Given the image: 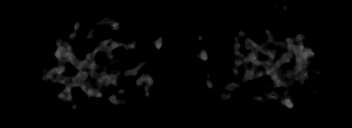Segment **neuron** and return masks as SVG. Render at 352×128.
I'll use <instances>...</instances> for the list:
<instances>
[{
    "instance_id": "2dd73e0c",
    "label": "neuron",
    "mask_w": 352,
    "mask_h": 128,
    "mask_svg": "<svg viewBox=\"0 0 352 128\" xmlns=\"http://www.w3.org/2000/svg\"><path fill=\"white\" fill-rule=\"evenodd\" d=\"M102 23H110V20H108V18L102 19ZM111 27H113V29H116L119 25H120V21H115V22H111ZM80 24H75L73 26V28L75 30H78ZM267 35L271 36V33H269V29H265ZM241 34V39L243 41H246L247 44L245 46L246 49H252L253 53L252 54H248L246 56H241V59H238L236 62V65L241 64L243 61L244 66L248 65V62H253L254 66L251 70H245V77L248 79L250 78L254 73H257L258 76L262 75V70H258L257 67H261V66H265L266 67V71H264V74L269 75L270 77H272L273 79V83L272 85H277L279 88L281 86H283L282 82L277 79L276 74L274 73L275 71H279V66L284 63L285 61H291L292 60V55L295 58V63L297 64V66L295 67V69L292 71L291 74L295 75L296 78H298L299 80H302L304 77V73H308L306 72L307 70V65L308 62H306L305 57H309L311 55L314 54L312 49H307L302 51V43H303V36H301V34L299 36H296L294 39L289 40L288 46L290 47V51L291 53H287L285 54L282 58H277V54L274 53V51H270V50H266L264 47L262 46H257V44L253 41H251V39H248L245 35H243V32H240ZM162 37L155 42L156 48L159 49L160 46L162 45ZM124 42L123 41H119V42H115L113 43L111 46L107 47L106 49V44L107 42H102L100 43V51L101 52H105L106 55L110 56L111 53L109 51H111L112 49H115V47L118 46H122ZM132 47H135L134 45L131 44H127L125 45V49H131ZM257 51H259L260 53H265L266 55H269L271 60H276L273 64L269 65L268 64V59L265 62H261L259 61L257 58ZM291 54V56H290ZM55 56L60 60V63L58 65H56L54 68L52 69H48L47 73L45 75L42 76L41 80H54L59 82V80H62L61 78H64V75H62L63 77H57V73H62L64 72L66 66H64L65 62H69L71 64H73L76 69L80 70L81 68L85 67L86 69L89 70L88 75L91 77H96L94 70L95 67V63H94V52L93 53H89L86 56V59H76L73 52H72V48L70 46H65L64 47H59L56 52H55ZM198 59H201L202 61H206L208 59V56L206 55V52L202 50V52L199 54V56L197 57ZM142 64L137 66L134 70H128L126 73H128L129 75H134V73H136L138 71V68H141ZM255 70H257V72H255ZM233 74L237 77L239 73L238 70H234ZM117 77L113 76V75H108L105 72H101L100 73V83L105 87L107 86L109 83L115 84V85H119L117 79ZM143 79L146 80V85H145V89H146V93L150 94V92L148 93V89L149 86L152 84V80L150 77H147L146 74L144 76H142V79H138L137 80V85H139L140 87L143 85ZM87 83V79L84 73H79L78 76L74 79V80H67L66 84L67 85H79L80 87H83L82 90H86L88 89L87 93H88V97L89 98H94L95 97H102V95L97 89L99 85H96L95 89H91L89 90V88H85L88 85L85 84ZM237 86H240V83H233L230 82L227 84V86H225L226 89H231V88H236ZM268 93L266 94V96L268 97ZM232 95H224L222 97V101H228L230 100ZM269 96H271V98L273 99H279L286 107H292L294 106V102L291 101L290 98L286 97H280L277 94V91H275L274 93H271ZM59 98L61 100H68L72 103L73 98L71 96V92L67 89L65 92H62L59 95ZM118 100V98L114 95H111V101L116 103ZM71 109L76 108V105L74 103L70 104Z\"/></svg>"
}]
</instances>
